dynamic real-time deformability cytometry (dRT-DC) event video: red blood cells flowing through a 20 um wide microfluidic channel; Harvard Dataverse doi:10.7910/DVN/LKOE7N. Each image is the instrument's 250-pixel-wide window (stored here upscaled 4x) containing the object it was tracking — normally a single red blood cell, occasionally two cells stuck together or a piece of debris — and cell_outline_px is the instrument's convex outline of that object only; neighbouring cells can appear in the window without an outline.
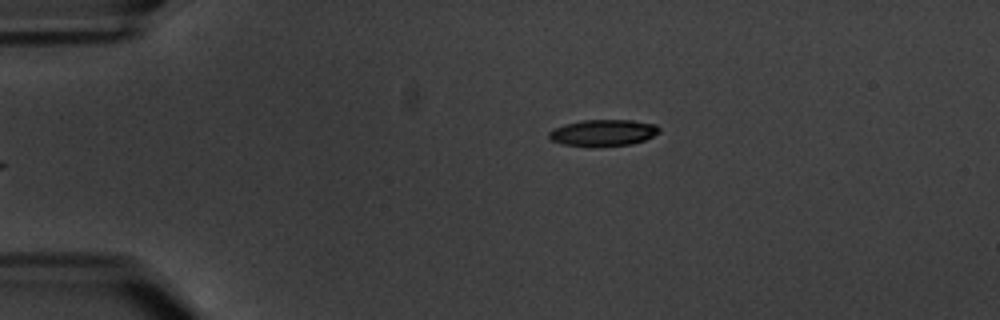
{"species": "common noctule bat (a hibernating species)", "species_latin": "Nyctalus noctula", "temperature_condition": "warm", "stored_images_in_passage": 6, "camera_frame_rate_fps": 3000, "um_per_image_px": 0.085, "animal": {"sex": "male", "body_mass_g": 20.1, "forearm_length_mm": 53.5}, "frame": {"image": 1, "passage_image": 6, "time_ms": 6.0, "image_size_px": [1000, 320], "cell_outline_px": [[660, 132], [644, 140], [632, 144], [564, 144], [552, 140], [548, 136], [548, 132], [552, 128], [564, 124], [580, 120], [632, 120], [656, 124], [660, 128]], "centroid_in_image_um": [51.28, 11.23], "position_along_channel_um": 33.7, "area_um2": 16.42}}